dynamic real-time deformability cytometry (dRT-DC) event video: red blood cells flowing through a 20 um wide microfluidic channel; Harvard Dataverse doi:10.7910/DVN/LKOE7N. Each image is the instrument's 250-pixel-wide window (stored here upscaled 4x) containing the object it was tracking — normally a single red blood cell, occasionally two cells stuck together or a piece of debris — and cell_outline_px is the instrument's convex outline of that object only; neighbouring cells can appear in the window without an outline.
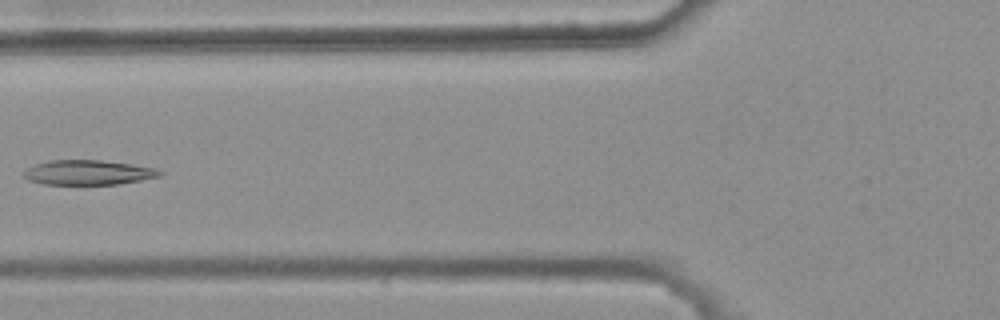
{"species": "common noctule bat (a hibernating species)", "species_latin": "Nyctalus noctula", "temperature_condition": "warm", "stored_images_in_passage": 3, "camera_frame_rate_fps": 3000, "um_per_image_px": 0.085, "animal": {"sex": "female", "body_mass_g": 25.1}, "frame": {"image": 1, "passage_image": 2, "time_ms": 0.333, "image_size_px": [1000, 320], "cell_outline_px": [[164, 172], [160, 176], [140, 180], [116, 184], [44, 184], [28, 180], [20, 172], [36, 164], [48, 160], [100, 160], [156, 168]], "centroid_in_image_um": [7.46, 14.66], "position_along_channel_um": 118.3, "area_um2": 19.48}}
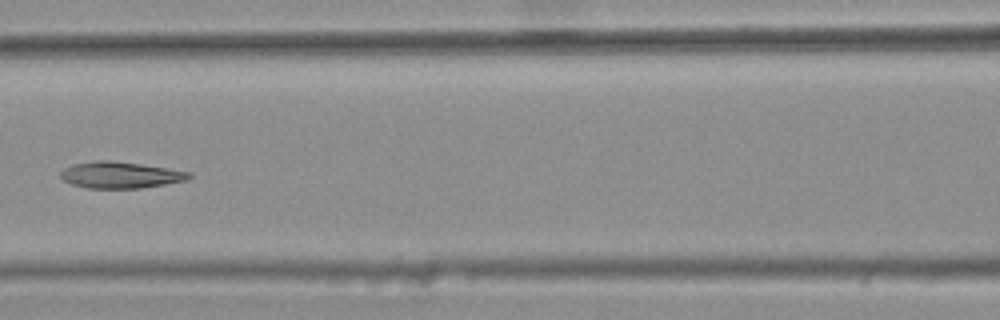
{"frame": {"image": 2, "passage_image": 3, "time_ms": 0.667, "image_size_px": [1000, 320], "cell_outline_px": [[192, 176], [188, 180], [140, 188], [88, 188], [72, 184], [64, 180], [60, 176], [60, 172], [64, 168], [72, 164], [96, 160], [112, 160], [168, 168], [192, 172]], "centroid_in_image_um": [10.24, 14.86], "position_along_channel_um": 156.4, "area_um2": 19.83}}